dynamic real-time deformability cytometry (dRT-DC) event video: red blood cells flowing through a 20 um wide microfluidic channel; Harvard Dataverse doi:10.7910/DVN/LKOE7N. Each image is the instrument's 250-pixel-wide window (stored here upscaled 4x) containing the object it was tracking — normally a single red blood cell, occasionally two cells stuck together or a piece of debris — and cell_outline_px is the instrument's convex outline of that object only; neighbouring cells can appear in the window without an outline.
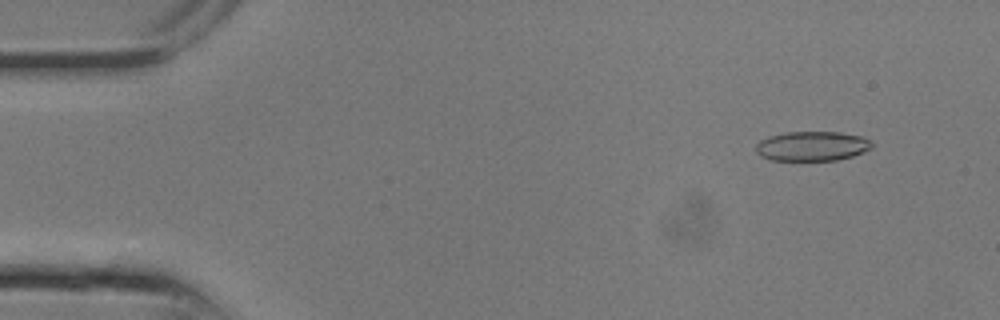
{"species": "common noctule bat (a hibernating species)", "species_latin": "Nyctalus noctula", "temperature_condition": "room temperature", "stored_images_in_passage": 8, "camera_frame_rate_fps": 3000, "um_per_image_px": 0.085, "animal": {"sex": "male", "body_mass_g": 13.3}, "frame": {"image": 1, "passage_image": 3, "time_ms": 0.667, "image_size_px": [1000, 320], "cell_outline_px": [[872, 148], [864, 152], [852, 156], [836, 160], [772, 160], [760, 156], [756, 152], [756, 144], [760, 140], [768, 136], [784, 132], [840, 132], [864, 136], [872, 144]], "centroid_in_image_um": [69.02, 12.41], "position_along_channel_um": 16.0, "area_um2": 20.11}}
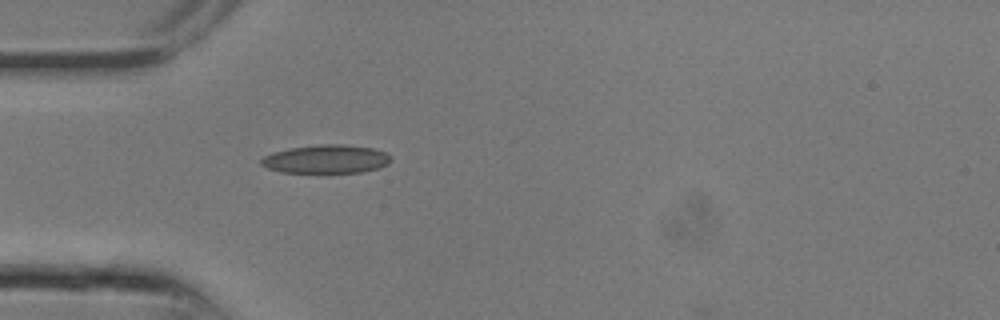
{"frame": {"image": 2, "passage_image": 8, "time_ms": 2.333, "image_size_px": [1000, 320], "cell_outline_px": [[392, 160], [388, 164], [380, 168], [360, 172], [328, 176], [280, 172], [268, 168], [260, 164], [260, 160], [264, 156], [272, 152], [288, 148], [320, 144], [344, 144], [372, 148], [384, 152], [392, 156]], "centroid_in_image_um": [27.71, 13.58], "position_along_channel_um": 57.3, "area_um2": 22.77}}